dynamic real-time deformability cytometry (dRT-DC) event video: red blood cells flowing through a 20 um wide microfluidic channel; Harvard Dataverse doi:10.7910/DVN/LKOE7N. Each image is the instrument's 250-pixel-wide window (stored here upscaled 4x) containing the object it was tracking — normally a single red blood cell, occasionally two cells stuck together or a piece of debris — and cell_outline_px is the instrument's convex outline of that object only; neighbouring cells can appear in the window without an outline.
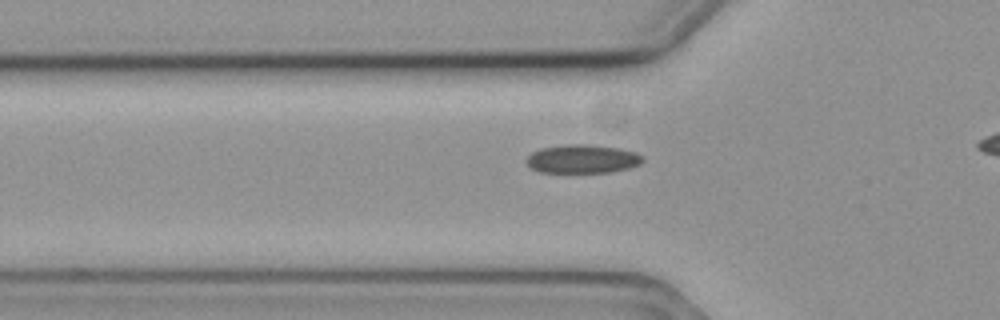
{"species": "common noctule bat (a hibernating species)", "species_latin": "Nyctalus noctula", "temperature_condition": "cold", "stored_images_in_passage": 34, "camera_frame_rate_fps": 3000, "um_per_image_px": 0.085, "animal": {"sex": "female", "body_mass_g": 19.3, "forearm_length_mm": 54.1}, "frame": {"image": 1, "passage_image": 6, "time_ms": 1.667, "image_size_px": [1000, 320], "cell_outline_px": [[644, 160], [640, 164], [628, 168], [608, 172], [540, 172], [532, 168], [524, 160], [532, 152], [540, 148], [564, 144], [588, 144], [620, 148], [636, 152], [644, 156]], "centroid_in_image_um": [49.51, 13.49], "position_along_channel_um": 76.3, "area_um2": 19.48}}
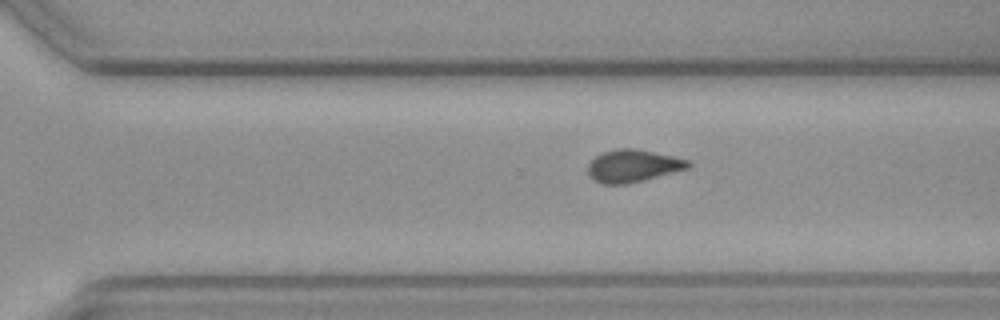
{"frame": {"image": 2, "passage_image": 26, "time_ms": 8.333, "image_size_px": [1000, 320], "cell_outline_px": [[692, 164], [688, 168], [624, 184], [604, 184], [588, 176], [588, 164], [596, 156], [604, 152], [616, 148], [632, 148], [672, 156], [688, 160]], "centroid_in_image_um": [53.76, 14.09], "position_along_channel_um": 316.8, "area_um2": 18.44}}
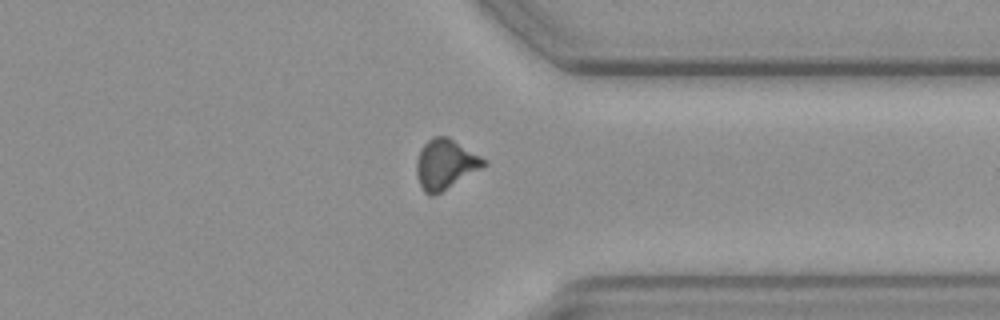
{"frame": {"image": 3, "passage_image": 31, "time_ms": 10.0, "image_size_px": [1000, 320], "cell_outline_px": [[488, 164], [440, 192], [432, 196], [428, 196], [424, 192], [420, 184], [416, 172], [416, 160], [420, 148], [432, 136], [448, 136], [488, 160]], "centroid_in_image_um": [37.85, 13.93], "position_along_channel_um": 373.6, "area_um2": 19.54}}